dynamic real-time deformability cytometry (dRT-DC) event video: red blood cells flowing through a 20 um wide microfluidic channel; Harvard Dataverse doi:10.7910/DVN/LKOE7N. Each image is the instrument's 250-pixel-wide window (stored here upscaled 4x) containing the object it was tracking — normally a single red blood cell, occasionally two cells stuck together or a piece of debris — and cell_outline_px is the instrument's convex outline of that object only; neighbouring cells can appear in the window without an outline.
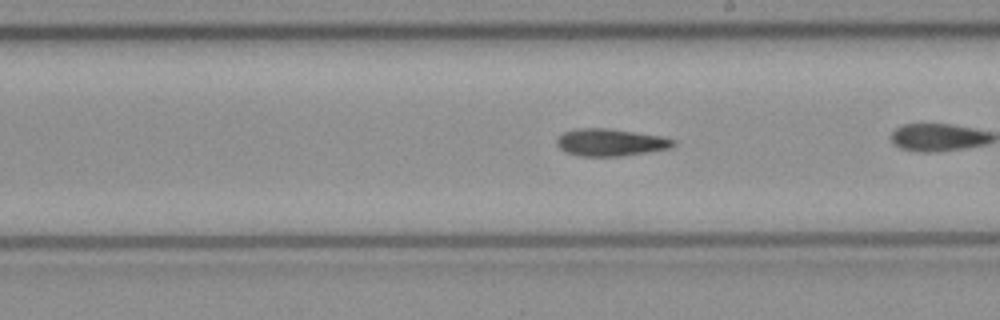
{"species": "common noctule bat (a hibernating species)", "species_latin": "Nyctalus noctula", "temperature_condition": "cold", "stored_images_in_passage": 36, "camera_frame_rate_fps": 3000, "um_per_image_px": 0.085, "animal": {"sex": "female", "body_mass_g": 21.9}, "frame": {"image": 1, "passage_image": 26, "time_ms": 8.333, "image_size_px": [1000, 320], "cell_outline_px": [[676, 144], [668, 148], [620, 156], [576, 156], [564, 152], [556, 144], [556, 140], [564, 132], [576, 128], [608, 128], [664, 136], [676, 140]], "centroid_in_image_um": [51.87, 12.09], "position_along_channel_um": 237.1, "area_um2": 18.55}}